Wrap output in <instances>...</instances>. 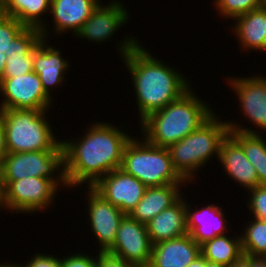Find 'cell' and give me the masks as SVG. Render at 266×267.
I'll use <instances>...</instances> for the list:
<instances>
[{
    "label": "cell",
    "instance_id": "9",
    "mask_svg": "<svg viewBox=\"0 0 266 267\" xmlns=\"http://www.w3.org/2000/svg\"><path fill=\"white\" fill-rule=\"evenodd\" d=\"M0 109L49 110L53 99L44 91L34 71L14 78H2Z\"/></svg>",
    "mask_w": 266,
    "mask_h": 267
},
{
    "label": "cell",
    "instance_id": "41",
    "mask_svg": "<svg viewBox=\"0 0 266 267\" xmlns=\"http://www.w3.org/2000/svg\"><path fill=\"white\" fill-rule=\"evenodd\" d=\"M206 267H229L227 265L224 264H220V263H213V262H206Z\"/></svg>",
    "mask_w": 266,
    "mask_h": 267
},
{
    "label": "cell",
    "instance_id": "40",
    "mask_svg": "<svg viewBox=\"0 0 266 267\" xmlns=\"http://www.w3.org/2000/svg\"><path fill=\"white\" fill-rule=\"evenodd\" d=\"M6 61L7 57L5 56V54L0 53V82L2 81L3 78Z\"/></svg>",
    "mask_w": 266,
    "mask_h": 267
},
{
    "label": "cell",
    "instance_id": "13",
    "mask_svg": "<svg viewBox=\"0 0 266 267\" xmlns=\"http://www.w3.org/2000/svg\"><path fill=\"white\" fill-rule=\"evenodd\" d=\"M122 3L112 0L104 6L100 2L83 26L75 33L76 37L87 38V40L95 43L107 42L108 39L110 41L114 33L130 20V14Z\"/></svg>",
    "mask_w": 266,
    "mask_h": 267
},
{
    "label": "cell",
    "instance_id": "18",
    "mask_svg": "<svg viewBox=\"0 0 266 267\" xmlns=\"http://www.w3.org/2000/svg\"><path fill=\"white\" fill-rule=\"evenodd\" d=\"M186 200L187 229L192 238L201 245L213 237L227 232L224 210L217 205L208 204L200 209H191V203ZM193 210V212H192Z\"/></svg>",
    "mask_w": 266,
    "mask_h": 267
},
{
    "label": "cell",
    "instance_id": "42",
    "mask_svg": "<svg viewBox=\"0 0 266 267\" xmlns=\"http://www.w3.org/2000/svg\"><path fill=\"white\" fill-rule=\"evenodd\" d=\"M0 267H19V264L18 263L16 264L15 262L12 264L11 263L10 264L3 263V264H0Z\"/></svg>",
    "mask_w": 266,
    "mask_h": 267
},
{
    "label": "cell",
    "instance_id": "29",
    "mask_svg": "<svg viewBox=\"0 0 266 267\" xmlns=\"http://www.w3.org/2000/svg\"><path fill=\"white\" fill-rule=\"evenodd\" d=\"M26 28L14 17L0 13V53L9 58V48L14 39Z\"/></svg>",
    "mask_w": 266,
    "mask_h": 267
},
{
    "label": "cell",
    "instance_id": "16",
    "mask_svg": "<svg viewBox=\"0 0 266 267\" xmlns=\"http://www.w3.org/2000/svg\"><path fill=\"white\" fill-rule=\"evenodd\" d=\"M201 255V245L187 233L152 245L150 267H187Z\"/></svg>",
    "mask_w": 266,
    "mask_h": 267
},
{
    "label": "cell",
    "instance_id": "35",
    "mask_svg": "<svg viewBox=\"0 0 266 267\" xmlns=\"http://www.w3.org/2000/svg\"><path fill=\"white\" fill-rule=\"evenodd\" d=\"M6 154H7V149H6V143H5V131L3 127V121L0 116V166Z\"/></svg>",
    "mask_w": 266,
    "mask_h": 267
},
{
    "label": "cell",
    "instance_id": "25",
    "mask_svg": "<svg viewBox=\"0 0 266 267\" xmlns=\"http://www.w3.org/2000/svg\"><path fill=\"white\" fill-rule=\"evenodd\" d=\"M201 255L209 262L231 266L243 255L241 236L219 235L201 244Z\"/></svg>",
    "mask_w": 266,
    "mask_h": 267
},
{
    "label": "cell",
    "instance_id": "43",
    "mask_svg": "<svg viewBox=\"0 0 266 267\" xmlns=\"http://www.w3.org/2000/svg\"><path fill=\"white\" fill-rule=\"evenodd\" d=\"M3 2H4V0H0V9L3 6Z\"/></svg>",
    "mask_w": 266,
    "mask_h": 267
},
{
    "label": "cell",
    "instance_id": "33",
    "mask_svg": "<svg viewBox=\"0 0 266 267\" xmlns=\"http://www.w3.org/2000/svg\"><path fill=\"white\" fill-rule=\"evenodd\" d=\"M19 267H61V258L38 252L34 254L30 261L27 260L26 264L20 265L19 263Z\"/></svg>",
    "mask_w": 266,
    "mask_h": 267
},
{
    "label": "cell",
    "instance_id": "5",
    "mask_svg": "<svg viewBox=\"0 0 266 267\" xmlns=\"http://www.w3.org/2000/svg\"><path fill=\"white\" fill-rule=\"evenodd\" d=\"M48 110L0 109L7 153L59 150L58 140L46 117Z\"/></svg>",
    "mask_w": 266,
    "mask_h": 267
},
{
    "label": "cell",
    "instance_id": "10",
    "mask_svg": "<svg viewBox=\"0 0 266 267\" xmlns=\"http://www.w3.org/2000/svg\"><path fill=\"white\" fill-rule=\"evenodd\" d=\"M107 252L121 257L133 266L149 265L152 243L146 225L125 214L120 221L115 242Z\"/></svg>",
    "mask_w": 266,
    "mask_h": 267
},
{
    "label": "cell",
    "instance_id": "15",
    "mask_svg": "<svg viewBox=\"0 0 266 267\" xmlns=\"http://www.w3.org/2000/svg\"><path fill=\"white\" fill-rule=\"evenodd\" d=\"M49 40L42 39L33 50V71L38 74L45 93L53 99L52 89L61 86L64 73L69 68V59H64L59 49L49 46ZM48 44V45H47Z\"/></svg>",
    "mask_w": 266,
    "mask_h": 267
},
{
    "label": "cell",
    "instance_id": "30",
    "mask_svg": "<svg viewBox=\"0 0 266 267\" xmlns=\"http://www.w3.org/2000/svg\"><path fill=\"white\" fill-rule=\"evenodd\" d=\"M249 200L247 206L252 217L266 221V185H259L248 190Z\"/></svg>",
    "mask_w": 266,
    "mask_h": 267
},
{
    "label": "cell",
    "instance_id": "11",
    "mask_svg": "<svg viewBox=\"0 0 266 267\" xmlns=\"http://www.w3.org/2000/svg\"><path fill=\"white\" fill-rule=\"evenodd\" d=\"M92 188L124 214H130L147 187L134 176L118 168L101 177Z\"/></svg>",
    "mask_w": 266,
    "mask_h": 267
},
{
    "label": "cell",
    "instance_id": "7",
    "mask_svg": "<svg viewBox=\"0 0 266 267\" xmlns=\"http://www.w3.org/2000/svg\"><path fill=\"white\" fill-rule=\"evenodd\" d=\"M26 177H47L58 187L62 185L68 189L63 146L59 150L7 153L0 166L4 187L10 181Z\"/></svg>",
    "mask_w": 266,
    "mask_h": 267
},
{
    "label": "cell",
    "instance_id": "1",
    "mask_svg": "<svg viewBox=\"0 0 266 267\" xmlns=\"http://www.w3.org/2000/svg\"><path fill=\"white\" fill-rule=\"evenodd\" d=\"M91 124L81 138L62 140L69 189L84 183L92 187L101 177L120 168L124 148L132 138L123 130V123L121 129L106 122Z\"/></svg>",
    "mask_w": 266,
    "mask_h": 267
},
{
    "label": "cell",
    "instance_id": "21",
    "mask_svg": "<svg viewBox=\"0 0 266 267\" xmlns=\"http://www.w3.org/2000/svg\"><path fill=\"white\" fill-rule=\"evenodd\" d=\"M182 184L187 185L188 183H171L147 187L144 196L129 215L145 225L148 224L151 219L174 204L182 196L180 190Z\"/></svg>",
    "mask_w": 266,
    "mask_h": 267
},
{
    "label": "cell",
    "instance_id": "37",
    "mask_svg": "<svg viewBox=\"0 0 266 267\" xmlns=\"http://www.w3.org/2000/svg\"><path fill=\"white\" fill-rule=\"evenodd\" d=\"M207 260L200 255L194 261H192L187 267H206Z\"/></svg>",
    "mask_w": 266,
    "mask_h": 267
},
{
    "label": "cell",
    "instance_id": "2",
    "mask_svg": "<svg viewBox=\"0 0 266 267\" xmlns=\"http://www.w3.org/2000/svg\"><path fill=\"white\" fill-rule=\"evenodd\" d=\"M139 43L136 36L124 37L117 43V49L133 80L141 122L149 114L179 99L191 84L187 76L157 59Z\"/></svg>",
    "mask_w": 266,
    "mask_h": 267
},
{
    "label": "cell",
    "instance_id": "28",
    "mask_svg": "<svg viewBox=\"0 0 266 267\" xmlns=\"http://www.w3.org/2000/svg\"><path fill=\"white\" fill-rule=\"evenodd\" d=\"M213 2L219 15L232 21L235 17L264 5L263 0H213Z\"/></svg>",
    "mask_w": 266,
    "mask_h": 267
},
{
    "label": "cell",
    "instance_id": "3",
    "mask_svg": "<svg viewBox=\"0 0 266 267\" xmlns=\"http://www.w3.org/2000/svg\"><path fill=\"white\" fill-rule=\"evenodd\" d=\"M190 88L179 99L149 114L139 124L151 145L168 148L198 129L215 112Z\"/></svg>",
    "mask_w": 266,
    "mask_h": 267
},
{
    "label": "cell",
    "instance_id": "24",
    "mask_svg": "<svg viewBox=\"0 0 266 267\" xmlns=\"http://www.w3.org/2000/svg\"><path fill=\"white\" fill-rule=\"evenodd\" d=\"M50 5L51 0H4L0 13L14 17L26 27L40 29L43 39L48 40L49 26L47 29L43 14L50 13Z\"/></svg>",
    "mask_w": 266,
    "mask_h": 267
},
{
    "label": "cell",
    "instance_id": "22",
    "mask_svg": "<svg viewBox=\"0 0 266 267\" xmlns=\"http://www.w3.org/2000/svg\"><path fill=\"white\" fill-rule=\"evenodd\" d=\"M231 31L242 49L266 51V5L234 18Z\"/></svg>",
    "mask_w": 266,
    "mask_h": 267
},
{
    "label": "cell",
    "instance_id": "44",
    "mask_svg": "<svg viewBox=\"0 0 266 267\" xmlns=\"http://www.w3.org/2000/svg\"><path fill=\"white\" fill-rule=\"evenodd\" d=\"M133 267H150V266L146 265V266H133Z\"/></svg>",
    "mask_w": 266,
    "mask_h": 267
},
{
    "label": "cell",
    "instance_id": "17",
    "mask_svg": "<svg viewBox=\"0 0 266 267\" xmlns=\"http://www.w3.org/2000/svg\"><path fill=\"white\" fill-rule=\"evenodd\" d=\"M218 160L226 176L245 190L259 186L256 169L246 158L242 146L230 134L221 143Z\"/></svg>",
    "mask_w": 266,
    "mask_h": 267
},
{
    "label": "cell",
    "instance_id": "19",
    "mask_svg": "<svg viewBox=\"0 0 266 267\" xmlns=\"http://www.w3.org/2000/svg\"><path fill=\"white\" fill-rule=\"evenodd\" d=\"M100 2V0H51L50 14L54 23L52 32L60 36L71 30L75 35Z\"/></svg>",
    "mask_w": 266,
    "mask_h": 267
},
{
    "label": "cell",
    "instance_id": "20",
    "mask_svg": "<svg viewBox=\"0 0 266 267\" xmlns=\"http://www.w3.org/2000/svg\"><path fill=\"white\" fill-rule=\"evenodd\" d=\"M146 227L152 245L186 235L188 229L184 196L151 219Z\"/></svg>",
    "mask_w": 266,
    "mask_h": 267
},
{
    "label": "cell",
    "instance_id": "26",
    "mask_svg": "<svg viewBox=\"0 0 266 267\" xmlns=\"http://www.w3.org/2000/svg\"><path fill=\"white\" fill-rule=\"evenodd\" d=\"M247 223L243 234H240L243 254L250 257H265L266 221L254 218Z\"/></svg>",
    "mask_w": 266,
    "mask_h": 267
},
{
    "label": "cell",
    "instance_id": "27",
    "mask_svg": "<svg viewBox=\"0 0 266 267\" xmlns=\"http://www.w3.org/2000/svg\"><path fill=\"white\" fill-rule=\"evenodd\" d=\"M43 39L40 29L26 27L14 39L9 48L10 56H33V50Z\"/></svg>",
    "mask_w": 266,
    "mask_h": 267
},
{
    "label": "cell",
    "instance_id": "6",
    "mask_svg": "<svg viewBox=\"0 0 266 267\" xmlns=\"http://www.w3.org/2000/svg\"><path fill=\"white\" fill-rule=\"evenodd\" d=\"M138 139L132 136L125 146L120 169L146 187L187 183L174 169L168 148L153 146L143 137Z\"/></svg>",
    "mask_w": 266,
    "mask_h": 267
},
{
    "label": "cell",
    "instance_id": "14",
    "mask_svg": "<svg viewBox=\"0 0 266 267\" xmlns=\"http://www.w3.org/2000/svg\"><path fill=\"white\" fill-rule=\"evenodd\" d=\"M228 79L235 95L238 96L244 117L255 126L266 130V77H231ZM236 91V92H235Z\"/></svg>",
    "mask_w": 266,
    "mask_h": 267
},
{
    "label": "cell",
    "instance_id": "23",
    "mask_svg": "<svg viewBox=\"0 0 266 267\" xmlns=\"http://www.w3.org/2000/svg\"><path fill=\"white\" fill-rule=\"evenodd\" d=\"M229 134L242 146L246 158L256 169L259 185H266V139L251 127L239 126L234 121H226Z\"/></svg>",
    "mask_w": 266,
    "mask_h": 267
},
{
    "label": "cell",
    "instance_id": "31",
    "mask_svg": "<svg viewBox=\"0 0 266 267\" xmlns=\"http://www.w3.org/2000/svg\"><path fill=\"white\" fill-rule=\"evenodd\" d=\"M33 71V56H10L7 58L3 78H14Z\"/></svg>",
    "mask_w": 266,
    "mask_h": 267
},
{
    "label": "cell",
    "instance_id": "36",
    "mask_svg": "<svg viewBox=\"0 0 266 267\" xmlns=\"http://www.w3.org/2000/svg\"><path fill=\"white\" fill-rule=\"evenodd\" d=\"M229 267H251V257L243 254Z\"/></svg>",
    "mask_w": 266,
    "mask_h": 267
},
{
    "label": "cell",
    "instance_id": "8",
    "mask_svg": "<svg viewBox=\"0 0 266 267\" xmlns=\"http://www.w3.org/2000/svg\"><path fill=\"white\" fill-rule=\"evenodd\" d=\"M58 187L47 177H26L10 181L5 187V204L11 212L35 213L53 205Z\"/></svg>",
    "mask_w": 266,
    "mask_h": 267
},
{
    "label": "cell",
    "instance_id": "32",
    "mask_svg": "<svg viewBox=\"0 0 266 267\" xmlns=\"http://www.w3.org/2000/svg\"><path fill=\"white\" fill-rule=\"evenodd\" d=\"M61 267H96L97 255L75 253L70 256L61 257Z\"/></svg>",
    "mask_w": 266,
    "mask_h": 267
},
{
    "label": "cell",
    "instance_id": "39",
    "mask_svg": "<svg viewBox=\"0 0 266 267\" xmlns=\"http://www.w3.org/2000/svg\"><path fill=\"white\" fill-rule=\"evenodd\" d=\"M1 208H4L5 210L7 209L6 204H5L4 184L0 178V210H1Z\"/></svg>",
    "mask_w": 266,
    "mask_h": 267
},
{
    "label": "cell",
    "instance_id": "4",
    "mask_svg": "<svg viewBox=\"0 0 266 267\" xmlns=\"http://www.w3.org/2000/svg\"><path fill=\"white\" fill-rule=\"evenodd\" d=\"M228 134L226 120L222 121L214 113L198 129L168 147L174 169L187 183L194 182L198 170L205 167L208 160L214 155L219 158L221 143Z\"/></svg>",
    "mask_w": 266,
    "mask_h": 267
},
{
    "label": "cell",
    "instance_id": "34",
    "mask_svg": "<svg viewBox=\"0 0 266 267\" xmlns=\"http://www.w3.org/2000/svg\"><path fill=\"white\" fill-rule=\"evenodd\" d=\"M96 253L98 254L96 267H133L132 264L110 252Z\"/></svg>",
    "mask_w": 266,
    "mask_h": 267
},
{
    "label": "cell",
    "instance_id": "38",
    "mask_svg": "<svg viewBox=\"0 0 266 267\" xmlns=\"http://www.w3.org/2000/svg\"><path fill=\"white\" fill-rule=\"evenodd\" d=\"M251 267H266V260L263 257H251Z\"/></svg>",
    "mask_w": 266,
    "mask_h": 267
},
{
    "label": "cell",
    "instance_id": "12",
    "mask_svg": "<svg viewBox=\"0 0 266 267\" xmlns=\"http://www.w3.org/2000/svg\"><path fill=\"white\" fill-rule=\"evenodd\" d=\"M88 189L87 210L90 230L98 240L99 252H107L114 244L120 221L124 213L98 194L92 187Z\"/></svg>",
    "mask_w": 266,
    "mask_h": 267
}]
</instances>
